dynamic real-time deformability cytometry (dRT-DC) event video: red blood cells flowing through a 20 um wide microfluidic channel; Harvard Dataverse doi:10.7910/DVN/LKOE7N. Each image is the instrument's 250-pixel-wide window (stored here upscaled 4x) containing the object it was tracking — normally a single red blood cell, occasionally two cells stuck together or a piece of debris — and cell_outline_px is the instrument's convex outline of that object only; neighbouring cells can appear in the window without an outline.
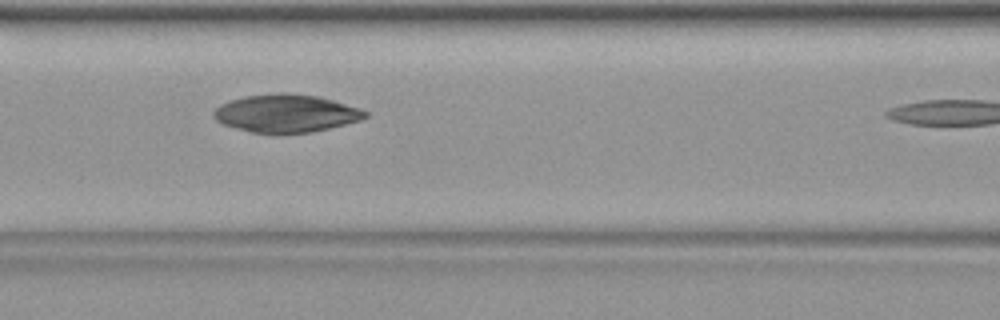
{"species": "common noctule bat (a hibernating species)", "species_latin": "Nyctalus noctula", "temperature_condition": "warm", "stored_images_in_passage": 13, "camera_frame_rate_fps": 3000, "um_per_image_px": 0.085, "animal": {"sex": "female", "body_mass_g": 19.9}, "frame": {"image": 1, "passage_image": 10, "time_ms": 3.0, "image_size_px": [1000, 320], "cell_outline_px": [[368, 116], [360, 120], [312, 132], [252, 132], [236, 128], [224, 124], [216, 120], [212, 116], [212, 112], [220, 104], [228, 100], [244, 96], [280, 92], [284, 92], [320, 96], [360, 108], [368, 112]], "centroid_in_image_um": [24.3, 9.6], "position_along_channel_um": 142.3, "area_um2": 33.29}}